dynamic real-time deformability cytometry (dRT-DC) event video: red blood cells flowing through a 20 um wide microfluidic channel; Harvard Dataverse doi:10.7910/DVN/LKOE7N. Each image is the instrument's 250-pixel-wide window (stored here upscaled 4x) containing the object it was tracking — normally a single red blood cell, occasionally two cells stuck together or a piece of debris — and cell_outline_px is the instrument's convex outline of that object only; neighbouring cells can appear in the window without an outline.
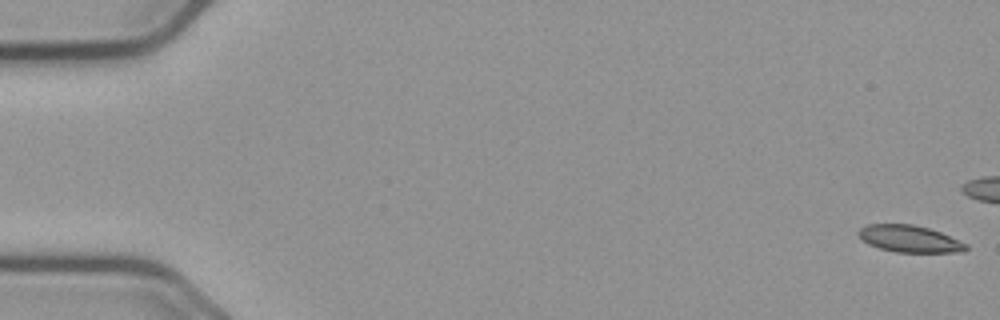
{"species": "common noctule bat (a hibernating species)", "species_latin": "Nyctalus noctula", "temperature_condition": "cold", "stored_images_in_passage": 11, "camera_frame_rate_fps": 3000, "um_per_image_px": 0.085, "animal": {"sex": "male", "body_mass_g": 23.1, "forearm_length_mm": 52.7}, "frame": {"image": 1, "passage_image": 1, "time_ms": 0.0, "image_size_px": [1000, 320], "cell_outline_px": [[968, 248], [964, 252], [896, 252], [880, 248], [868, 244], [856, 232], [860, 228], [868, 224], [912, 224], [928, 228], [940, 232], [968, 244]], "centroid_in_image_um": [77.32, 20.3], "position_along_channel_um": 7.7, "area_um2": 16.76}}